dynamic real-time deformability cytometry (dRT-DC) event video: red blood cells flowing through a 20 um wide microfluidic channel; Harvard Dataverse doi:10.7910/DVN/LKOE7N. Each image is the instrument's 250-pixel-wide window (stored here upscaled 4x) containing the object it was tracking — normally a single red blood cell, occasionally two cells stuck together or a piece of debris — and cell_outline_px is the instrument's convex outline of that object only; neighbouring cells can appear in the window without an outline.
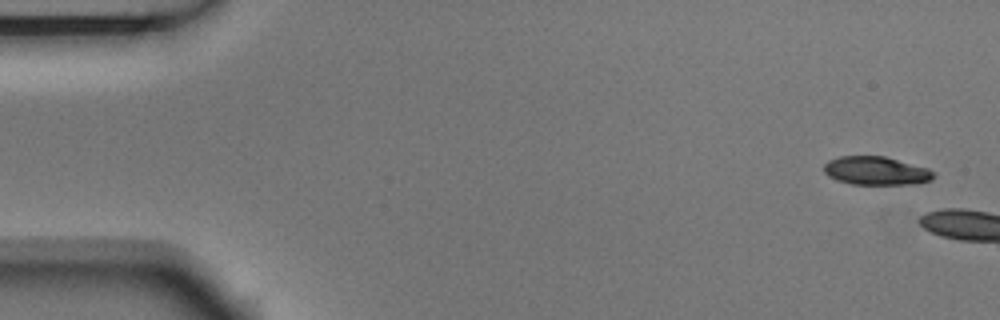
{"species": "Egyptian fruit bat (a non-hibernating species)", "species_latin": "Rousettus aegyptiacus", "temperature_condition": "room temperature", "stored_images_in_passage": 4, "camera_frame_rate_fps": 3000, "um_per_image_px": 0.085, "animal": {"sex": "male"}, "frame": {"image": 1, "passage_image": 1, "time_ms": 0.0, "image_size_px": [1000, 320], "cell_outline_px": [[936, 176], [932, 180], [916, 184], [852, 184], [836, 180], [828, 176], [824, 172], [824, 164], [828, 160], [840, 156], [884, 156], [928, 168], [936, 172]], "centroid_in_image_um": [74.49, 14.52], "position_along_channel_um": 10.5, "area_um2": 18.32}}